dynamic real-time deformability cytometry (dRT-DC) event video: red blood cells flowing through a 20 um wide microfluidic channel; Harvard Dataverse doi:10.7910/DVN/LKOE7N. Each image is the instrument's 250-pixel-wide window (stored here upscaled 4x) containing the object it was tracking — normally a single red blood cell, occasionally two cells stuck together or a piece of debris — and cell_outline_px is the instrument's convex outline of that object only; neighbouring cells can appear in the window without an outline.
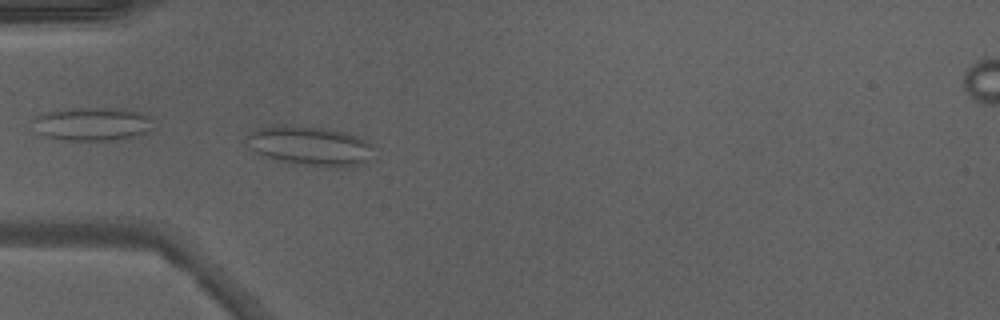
{"species": "Egyptian fruit bat (a non-hibernating species)", "species_latin": "Rousettus aegyptiacus", "temperature_condition": "warm", "stored_images_in_passage": 47, "camera_frame_rate_fps": 3000, "um_per_image_px": 0.085, "animal": {"sex": "male"}, "frame": {"image": 1, "passage_image": 14, "time_ms": 4.333, "image_size_px": [1000, 320], "cell_outline_px": [[376, 160], [364, 164], [348, 168], [332, 168], [288, 164], [252, 152], [244, 140], [244, 136], [256, 128], [284, 124], [328, 128], [344, 132], [356, 136], [364, 140], [372, 148]], "centroid_in_image_um": [26.34, 12.44], "position_along_channel_um": 58.7, "area_um2": 30.58}, "authors_computed_cell_mechanics": {"area_um2": 22.6576, "velocity_mm_per_s": 4.231, "shape_relaxation_time_tau1_ms": 10.1967, "shape_relaxation_time_tau2_ms": 0.9321, "deformation_change_tau1": 0.1791, "deformation_change_tau2": 0.0795}}